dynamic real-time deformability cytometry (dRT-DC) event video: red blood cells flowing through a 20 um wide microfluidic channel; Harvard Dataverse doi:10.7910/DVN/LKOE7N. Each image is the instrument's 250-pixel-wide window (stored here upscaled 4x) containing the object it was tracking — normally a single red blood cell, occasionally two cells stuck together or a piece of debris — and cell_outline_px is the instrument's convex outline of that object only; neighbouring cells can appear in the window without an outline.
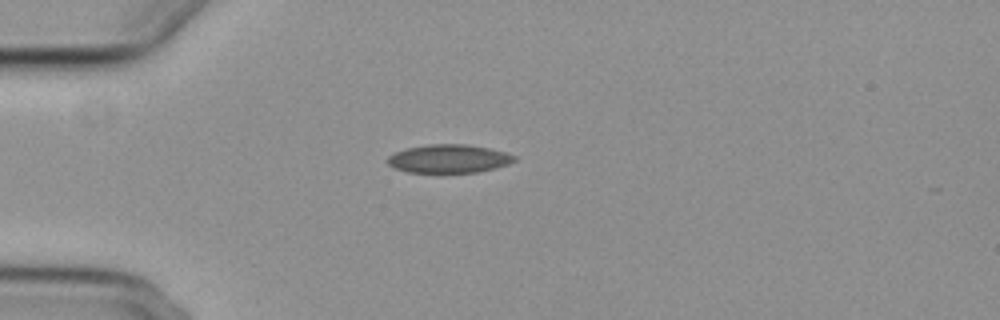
{"species": "common noctule bat (a hibernating species)", "species_latin": "Nyctalus noctula", "temperature_condition": "cold", "stored_images_in_passage": 41, "camera_frame_rate_fps": 3000, "um_per_image_px": 0.085, "animal": {"sex": "female", "body_mass_g": 29.2, "forearm_length_mm": 56.3}, "frame": {"image": 1, "passage_image": 1, "time_ms": 0.0, "image_size_px": [1000, 320], "cell_outline_px": [[516, 160], [508, 164], [496, 168], [476, 172], [408, 172], [396, 168], [388, 164], [388, 156], [396, 152], [408, 148], [432, 144], [464, 144], [488, 148], [504, 152], [516, 156]], "centroid_in_image_um": [38.17, 13.49], "position_along_channel_um": 46.8, "area_um2": 20.63}}
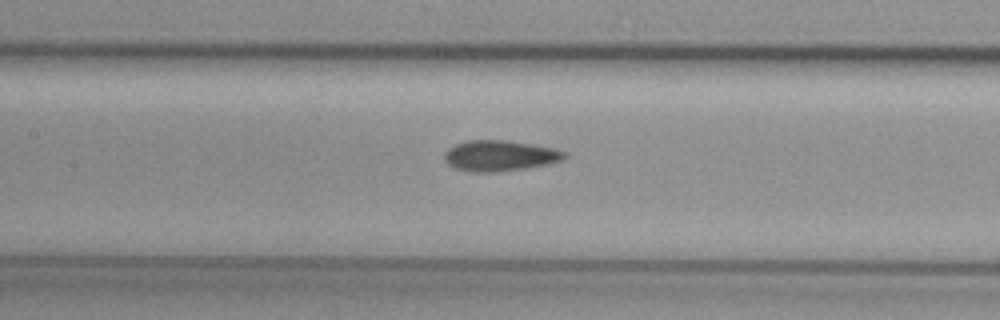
{"frame": {"image": 2, "passage_image": 12, "time_ms": 3.667, "image_size_px": [1000, 320], "cell_outline_px": [[568, 156], [564, 160], [548, 164], [524, 168], [488, 172], [472, 172], [456, 168], [448, 164], [444, 160], [444, 152], [448, 148], [456, 144], [468, 140], [508, 140], [556, 148], [568, 152]], "centroid_in_image_um": [42.52, 13.22], "position_along_channel_um": 164.9, "area_um2": 21.62}}
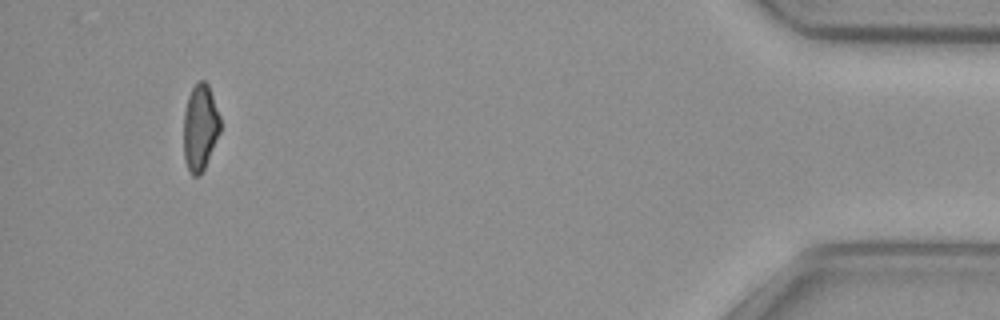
{"frame": {"image": 3, "passage_image": 38, "time_ms": 12.333, "image_size_px": [1000, 320], "cell_outline_px": [[220, 132], [204, 168], [200, 176], [192, 176], [184, 160], [184, 112], [188, 96], [192, 88], [200, 80], [204, 80], [208, 84], [220, 116]], "centroid_in_image_um": [17.01, 10.84], "position_along_channel_um": 418.2, "area_um2": 18.32}, "authors_computed_cell_mechanics": {"area_um2": 20.6346, "velocity_mm_per_s": 3.7475, "shape_relaxation_time_tau1_ms": null, "shape_relaxation_time_tau2_ms": 8.1063, "deformation_change_tau1": null, "deformation_change_tau2": 0.1492}}